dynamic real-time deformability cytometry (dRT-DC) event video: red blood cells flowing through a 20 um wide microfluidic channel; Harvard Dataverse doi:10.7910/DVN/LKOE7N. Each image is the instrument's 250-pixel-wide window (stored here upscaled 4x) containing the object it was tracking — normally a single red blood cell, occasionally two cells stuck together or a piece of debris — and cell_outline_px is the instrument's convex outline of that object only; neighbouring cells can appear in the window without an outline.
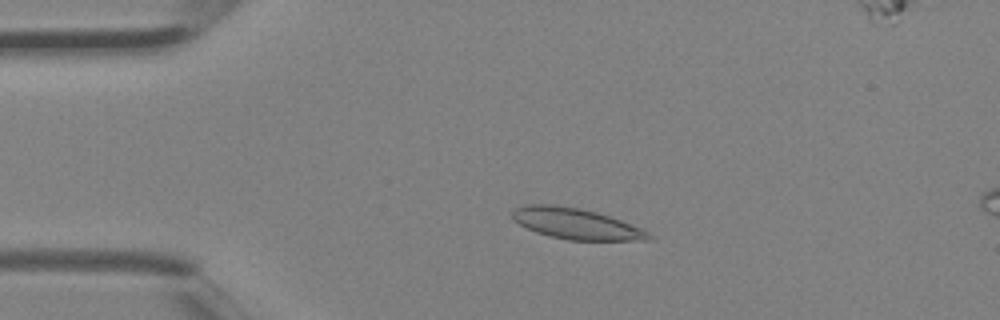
{"species": "Egyptian fruit bat (a non-hibernating species)", "species_latin": "Rousettus aegyptiacus", "temperature_condition": "room temperature", "stored_images_in_passage": 4, "camera_frame_rate_fps": 3000, "um_per_image_px": 0.085, "animal": {"sex": "female"}, "frame": {"image": 1, "passage_image": 3, "time_ms": 0.667, "image_size_px": [1000, 320], "cell_outline_px": [[652, 240], [568, 240], [548, 236], [536, 232], [512, 220], [512, 212], [516, 208], [524, 204], [556, 204], [580, 208], [596, 212], [620, 220], [640, 228], [648, 232], [652, 236]], "centroid_in_image_um": [48.92, 19.01], "position_along_channel_um": 36.1, "area_um2": 24.51}}